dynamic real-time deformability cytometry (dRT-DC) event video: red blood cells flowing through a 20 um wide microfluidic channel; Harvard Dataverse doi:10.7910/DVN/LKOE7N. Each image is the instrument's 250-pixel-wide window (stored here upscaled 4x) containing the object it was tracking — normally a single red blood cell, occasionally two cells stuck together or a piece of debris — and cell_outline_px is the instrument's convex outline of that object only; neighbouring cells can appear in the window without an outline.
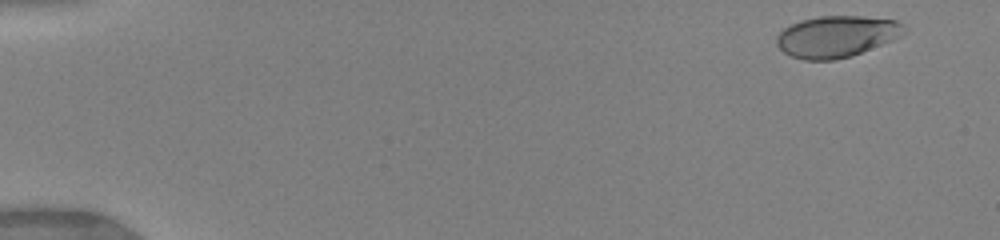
{"species": "human", "species_latin": "Homo sapiens", "temperature_condition": "warm", "stored_images_in_passage": 44, "camera_frame_rate_fps": 3000, "um_per_image_px": 0.085, "donor": {"sex": "female"}, "frame": {"image": 1, "passage_image": 2, "time_ms": 0.667, "image_size_px": [1000, 240], "cell_outline_px": [[908, 32], [900, 36], [852, 56], [832, 60], [804, 60], [792, 56], [784, 52], [776, 44], [776, 36], [784, 28], [800, 20], [820, 16], [864, 16], [896, 20], [904, 24], [908, 28]], "centroid_in_image_um": [71.13, 3.09], "position_along_channel_um": 13.9, "area_um2": 30.87}}
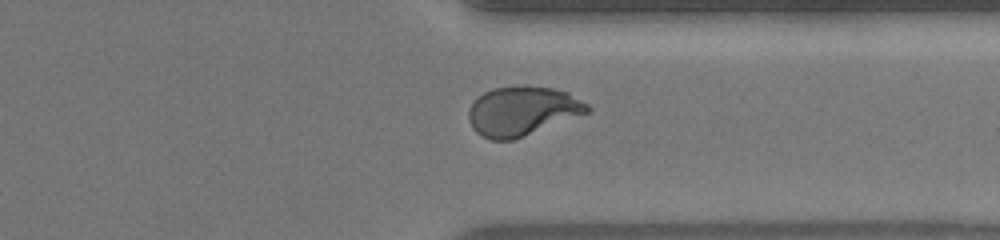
{"frame": {"image": 2, "passage_image": 35, "time_ms": 13.0, "image_size_px": [1000, 240], "cell_outline_px": [[592, 108], [588, 112], [512, 140], [492, 140], [476, 132], [472, 128], [468, 120], [468, 108], [484, 92], [492, 88], [552, 88], [568, 92], [588, 104]], "centroid_in_image_um": [44.37, 9.46], "position_along_channel_um": 367.0, "area_um2": 33.12}}
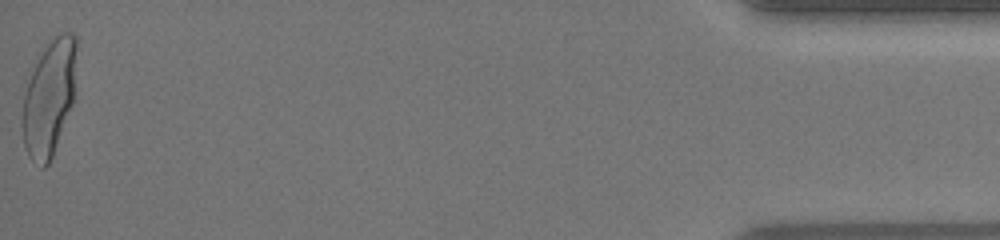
{"frame": {"image": 3, "passage_image": 44, "time_ms": 16.667, "image_size_px": [1000, 240], "cell_outline_px": [[76, 48], [72, 104], [52, 156], [48, 164], [44, 168], [40, 168], [28, 156], [24, 144], [20, 124], [20, 120], [24, 92], [40, 52], [44, 44], [60, 32], [72, 32], [76, 36]], "centroid_in_image_um": [4.13, 8.3], "position_along_channel_um": 431.1, "area_um2": 36.59}, "authors_computed_cell_mechanics": {"area_um2": 33.6396, "velocity_mm_per_s": 4.0117, "shape_relaxation_time_tau1_ms": 3.9614, "shape_relaxation_time_tau2_ms": null, "deformation_change_tau1": 0.1856, "deformation_change_tau2": null}}